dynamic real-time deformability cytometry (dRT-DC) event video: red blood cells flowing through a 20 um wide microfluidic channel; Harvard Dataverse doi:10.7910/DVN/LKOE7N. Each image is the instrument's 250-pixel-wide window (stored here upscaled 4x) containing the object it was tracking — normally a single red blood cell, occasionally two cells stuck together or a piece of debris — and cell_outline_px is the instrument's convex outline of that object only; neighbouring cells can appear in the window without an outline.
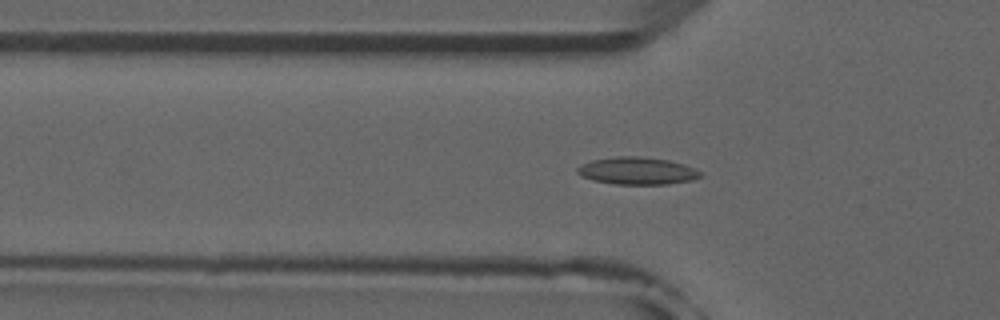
{"species": "common noctule bat (a hibernating species)", "species_latin": "Nyctalus noctula", "temperature_condition": "room temperature", "stored_images_in_passage": 53, "camera_frame_rate_fps": 3000, "um_per_image_px": 0.085, "animal": {"sex": "male", "forearm_length_mm": 52.5}, "frame": {"image": 1, "passage_image": 17, "time_ms": 5.333, "image_size_px": [1000, 320], "cell_outline_px": [[704, 176], [692, 180], [668, 184], [616, 184], [592, 180], [580, 176], [576, 172], [576, 168], [580, 164], [592, 160], [616, 156], [640, 156], [668, 160], [684, 164], [700, 172]], "centroid_in_image_um": [54.12, 14.52], "position_along_channel_um": 71.7, "area_um2": 19.71}}
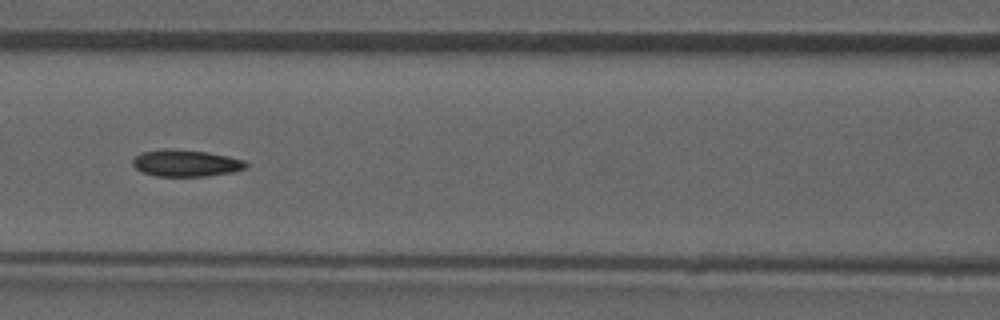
{"frame": {"image": 2, "passage_image": 23, "time_ms": 7.333, "image_size_px": [1000, 320], "cell_outline_px": [[248, 168], [232, 172], [208, 176], [156, 176], [140, 172], [132, 164], [132, 160], [140, 152], [164, 148], [172, 148], [208, 152], [228, 156], [244, 160], [248, 164]], "centroid_in_image_um": [15.79, 13.86], "position_along_channel_um": 150.8, "area_um2": 17.98}}
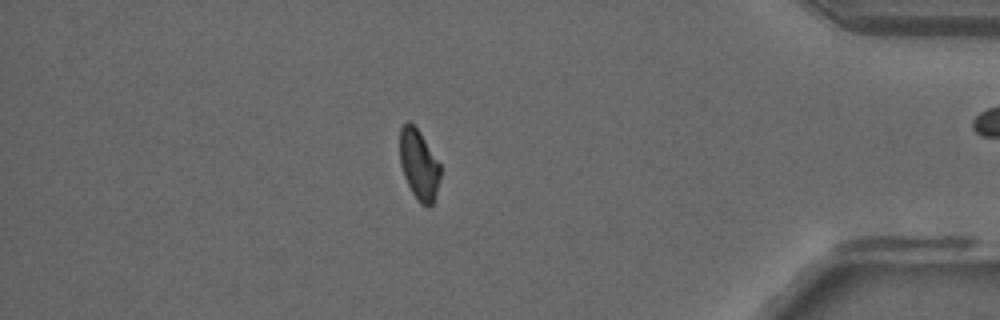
{"frame": {"image": 3, "passage_image": 45, "time_ms": 14.667, "image_size_px": [1000, 320], "cell_outline_px": [[440, 176], [436, 192], [432, 204], [428, 208], [420, 204], [412, 192], [404, 176], [400, 164], [400, 128], [408, 120], [420, 132], [440, 164]], "centroid_in_image_um": [35.6, 14.0], "position_along_channel_um": 399.6, "area_um2": 16.42}, "authors_computed_cell_mechanics": {"area_um2": 17.8602, "velocity_mm_per_s": 3.9213, "shape_relaxation_time_tau1_ms": 8.6407, "shape_relaxation_time_tau2_ms": 3.9706, "deformation_change_tau1": 0.1691, "deformation_change_tau2": 0.0752}}